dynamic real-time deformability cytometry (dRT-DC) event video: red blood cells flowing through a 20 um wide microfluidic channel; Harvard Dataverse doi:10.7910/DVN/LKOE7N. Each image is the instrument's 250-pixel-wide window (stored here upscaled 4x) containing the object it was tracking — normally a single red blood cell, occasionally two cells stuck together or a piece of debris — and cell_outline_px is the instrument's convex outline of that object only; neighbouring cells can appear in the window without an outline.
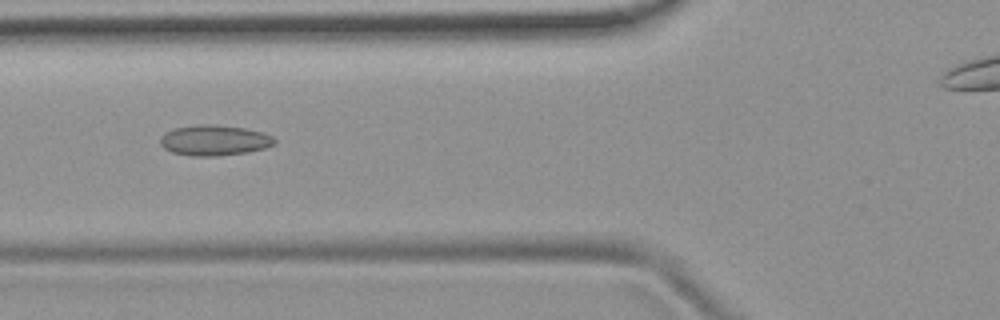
{"species": "common noctule bat (a hibernating species)", "species_latin": "Nyctalus noctula", "temperature_condition": "room temperature", "stored_images_in_passage": 8, "camera_frame_rate_fps": 3000, "um_per_image_px": 0.085, "animal": {"sex": "female", "body_mass_g": 19.9}, "frame": {"image": 1, "passage_image": 5, "time_ms": 1.333, "image_size_px": [1000, 320], "cell_outline_px": [[276, 144], [264, 148], [248, 152], [216, 156], [188, 156], [172, 152], [164, 148], [160, 144], [160, 136], [164, 132], [172, 128], [200, 124], [212, 124], [244, 128], [264, 132], [272, 136], [276, 140]], "centroid_in_image_um": [18.2, 11.92], "position_along_channel_um": 107.6, "area_um2": 20.58}}
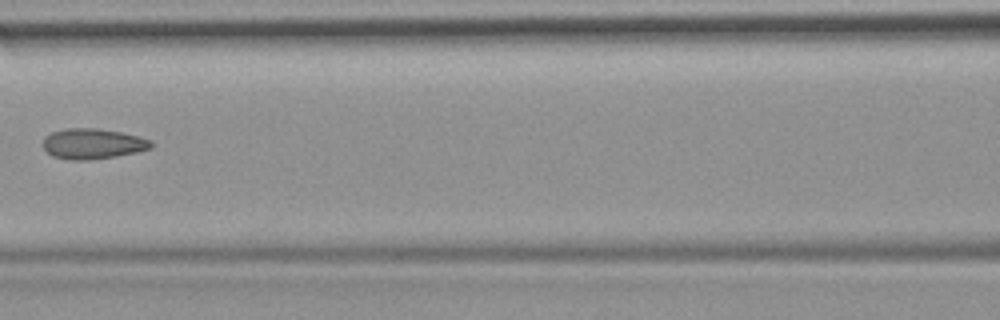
{"frame": {"image": 2, "passage_image": 6, "time_ms": 1.667, "image_size_px": [1000, 320], "cell_outline_px": [[152, 148], [136, 152], [116, 156], [88, 160], [68, 160], [52, 156], [44, 148], [44, 136], [52, 132], [64, 128], [96, 128], [120, 132], [140, 136], [152, 140]], "centroid_in_image_um": [7.89, 12.21], "position_along_channel_um": 158.7, "area_um2": 19.25}}
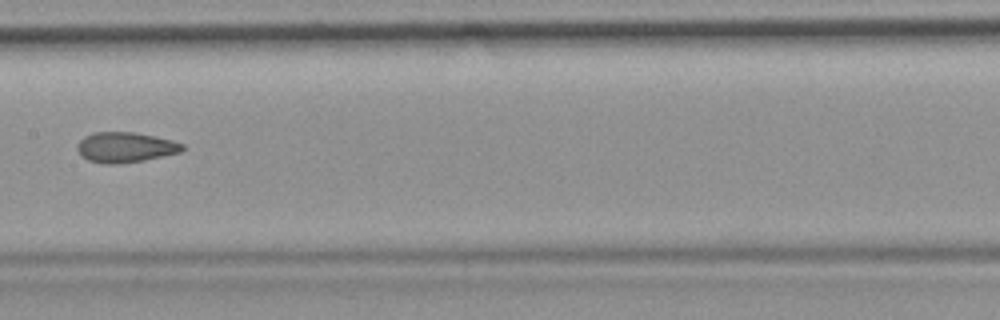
{"frame": {"image": 3, "passage_image": 7, "time_ms": 2.0, "image_size_px": [1000, 320], "cell_outline_px": [[184, 148], [180, 152], [144, 160], [116, 164], [104, 164], [88, 160], [80, 156], [76, 148], [80, 140], [84, 136], [92, 132], [132, 132], [172, 140], [184, 144]], "centroid_in_image_um": [10.61, 12.52], "position_along_channel_um": 196.8, "area_um2": 18.5}}